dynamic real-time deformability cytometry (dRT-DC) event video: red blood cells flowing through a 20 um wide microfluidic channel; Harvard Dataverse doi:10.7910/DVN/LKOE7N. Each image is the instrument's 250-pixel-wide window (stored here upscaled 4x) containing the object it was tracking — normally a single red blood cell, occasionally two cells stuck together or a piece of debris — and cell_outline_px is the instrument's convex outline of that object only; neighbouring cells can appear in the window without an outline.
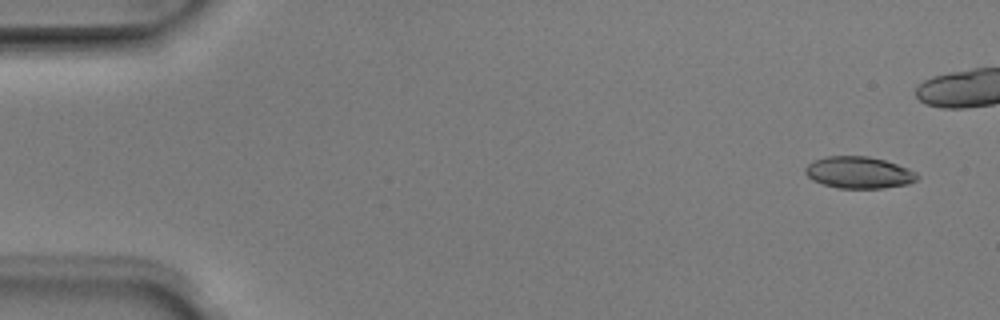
{"species": "Egyptian fruit bat (a non-hibernating species)", "species_latin": "Rousettus aegyptiacus", "temperature_condition": "room temperature", "stored_images_in_passage": 8, "camera_frame_rate_fps": 3000, "um_per_image_px": 0.085, "animal": {"sex": "male"}, "frame": {"image": 1, "passage_image": 1, "time_ms": 0.0, "image_size_px": [1000, 320], "cell_outline_px": [[920, 176], [916, 180], [908, 184], [884, 188], [836, 188], [812, 180], [804, 172], [804, 168], [812, 160], [828, 156], [868, 156], [884, 160], [908, 168], [916, 172]], "centroid_in_image_um": [72.99, 14.66], "position_along_channel_um": 12.0, "area_um2": 20.81}}
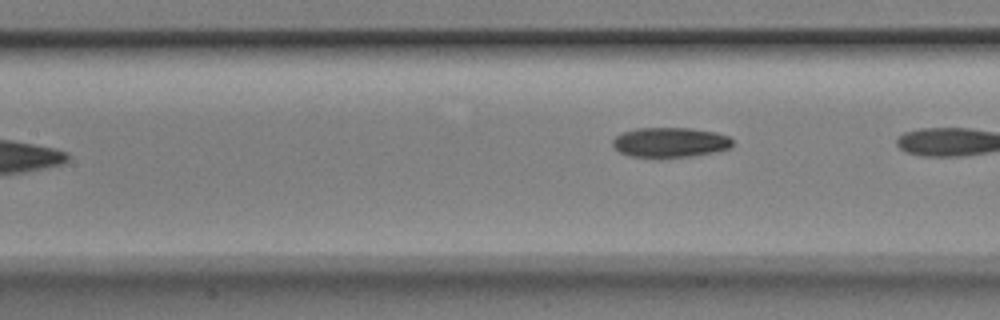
{"frame": {"image": 2, "passage_image": 8, "time_ms": 2.333, "image_size_px": [1000, 320], "cell_outline_px": [[732, 148], [716, 152], [692, 156], [660, 160], [656, 160], [628, 156], [620, 152], [612, 144], [612, 140], [616, 136], [624, 132], [636, 128], [688, 128], [716, 132], [728, 136], [732, 140]], "centroid_in_image_um": [56.95, 12.15], "position_along_channel_um": 150.5, "area_um2": 21.62}}